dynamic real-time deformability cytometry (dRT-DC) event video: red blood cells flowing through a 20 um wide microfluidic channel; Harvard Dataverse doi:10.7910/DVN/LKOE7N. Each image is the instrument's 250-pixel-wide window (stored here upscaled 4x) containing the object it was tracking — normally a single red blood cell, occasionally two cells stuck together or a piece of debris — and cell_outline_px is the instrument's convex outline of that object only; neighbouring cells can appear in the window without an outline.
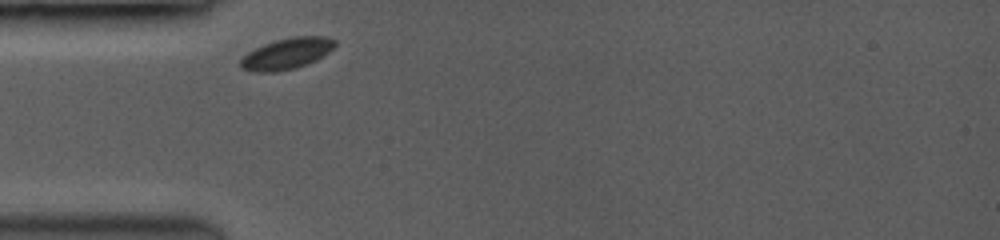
{"species": "common noctule bat (a hibernating species)", "species_latin": "Nyctalus noctula", "temperature_condition": "room temperature", "stored_images_in_passage": 6, "camera_frame_rate_fps": 3500, "um_per_image_px": 0.085, "animal": {"sex": "female", "body_mass_g": 19.0, "forearm_length_mm": 53.3}, "frame": {"image": 1, "passage_image": 1, "time_ms": 0.0, "image_size_px": [1000, 240], "cell_outline_px": [[336, 44], [328, 52], [316, 60], [292, 68], [272, 72], [252, 72], [240, 68], [240, 60], [248, 52], [264, 44], [276, 40], [292, 36], [324, 36], [336, 40]], "centroid_in_image_um": [24.35, 4.55], "position_along_channel_um": 60.6, "area_um2": 16.88}}
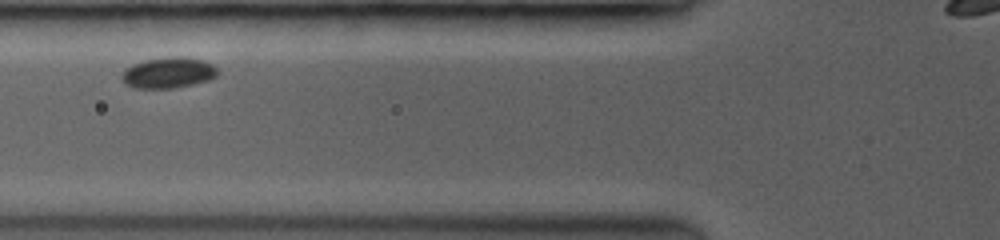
{"frame": {"image": 2, "passage_image": 5, "time_ms": 1.429, "image_size_px": [1000, 240], "cell_outline_px": [[216, 76], [208, 80], [192, 84], [168, 88], [136, 88], [124, 84], [120, 76], [124, 68], [132, 64], [144, 60], [172, 56], [180, 56], [204, 60], [212, 64], [216, 68]], "centroid_in_image_um": [14.25, 6.17], "position_along_channel_um": 111.6, "area_um2": 17.22}}